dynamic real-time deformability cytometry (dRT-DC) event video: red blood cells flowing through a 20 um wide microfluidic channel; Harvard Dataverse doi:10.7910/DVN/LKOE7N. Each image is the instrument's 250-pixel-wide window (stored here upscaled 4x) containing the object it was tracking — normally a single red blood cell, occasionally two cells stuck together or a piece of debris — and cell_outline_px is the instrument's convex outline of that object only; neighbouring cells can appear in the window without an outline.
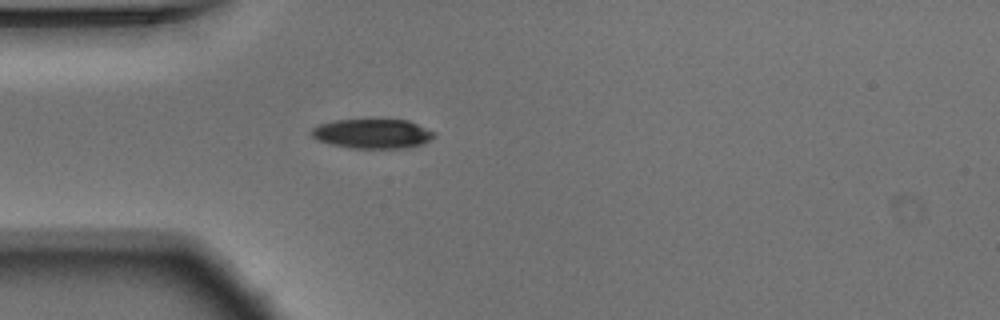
{"species": "Egyptian fruit bat (a non-hibernating species)", "species_latin": "Rousettus aegyptiacus", "temperature_condition": "warm", "stored_images_in_passage": 40, "camera_frame_rate_fps": 3000, "um_per_image_px": 0.085, "animal": {"sex": "male"}, "frame": {"image": 1, "passage_image": 1, "time_ms": 0.0, "image_size_px": [1000, 320], "cell_outline_px": [[436, 136], [424, 144], [404, 148], [352, 148], [332, 144], [316, 140], [312, 136], [312, 128], [320, 124], [336, 120], [368, 116], [372, 116], [408, 120], [436, 132]], "centroid_in_image_um": [31.7, 11.3], "position_along_channel_um": 53.3, "area_um2": 22.14}}
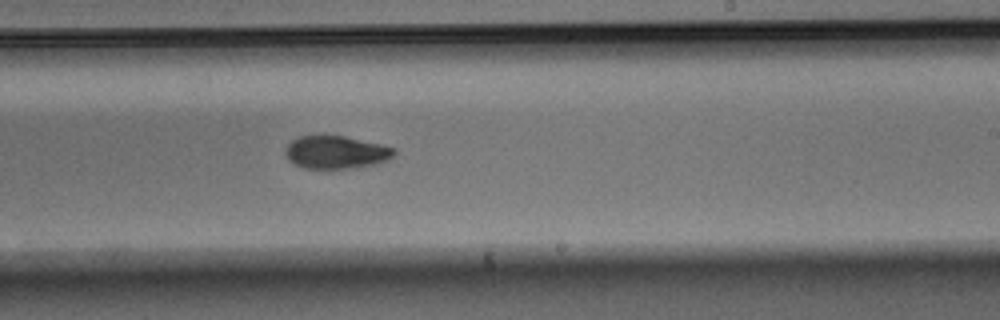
{"frame": {"image": 2, "passage_image": 18, "time_ms": 5.667, "image_size_px": [1000, 320], "cell_outline_px": [[396, 152], [392, 156], [376, 164], [356, 168], [304, 168], [292, 164], [288, 160], [284, 152], [284, 148], [292, 140], [300, 136], [344, 136], [392, 148]], "centroid_in_image_um": [28.47, 12.96], "position_along_channel_um": 260.5, "area_um2": 20.52}}
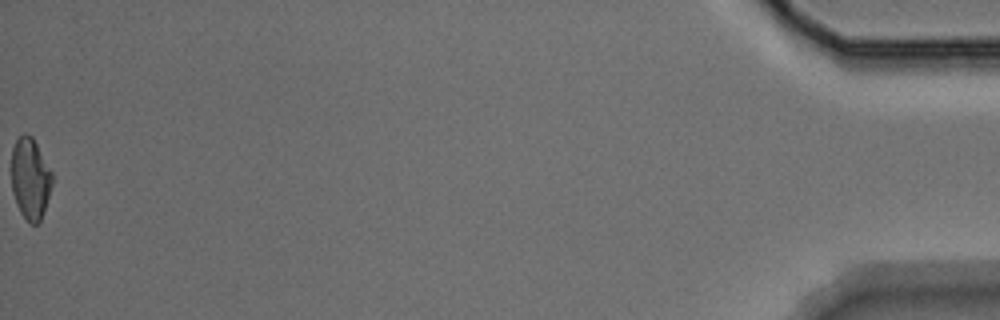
{"frame": {"image": 3, "passage_image": 40, "time_ms": 13.0, "image_size_px": [1000, 320], "cell_outline_px": [[52, 184], [40, 224], [32, 224], [20, 212], [16, 204], [12, 192], [12, 148], [16, 140], [24, 132], [32, 136], [52, 172]], "centroid_in_image_um": [2.57, 15.18], "position_along_channel_um": 432.6, "area_um2": 19.25}, "authors_computed_cell_mechanics": {"area_um2": 21.2993, "velocity_mm_per_s": 3.7583, "shape_relaxation_time_tau1_ms": 2.5259, "shape_relaxation_time_tau2_ms": null, "deformation_change_tau1": 0.1316, "deformation_change_tau2": null}}